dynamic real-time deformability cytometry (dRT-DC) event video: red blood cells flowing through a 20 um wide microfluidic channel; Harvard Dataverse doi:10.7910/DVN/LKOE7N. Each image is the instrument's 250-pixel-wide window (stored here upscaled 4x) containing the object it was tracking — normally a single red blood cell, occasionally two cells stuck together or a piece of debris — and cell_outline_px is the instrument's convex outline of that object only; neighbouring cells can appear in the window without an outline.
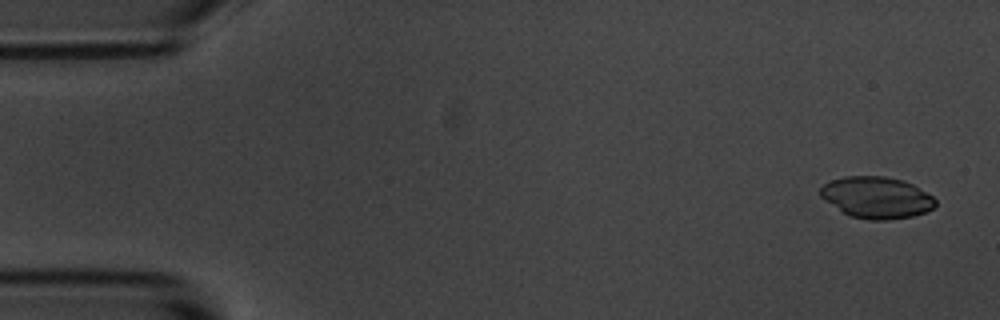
{"species": "common noctule bat (a hibernating species)", "species_latin": "Nyctalus noctula", "temperature_condition": "room temperature", "stored_images_in_passage": 6, "camera_frame_rate_fps": 3000, "um_per_image_px": 0.085, "animal": {"sex": "male", "body_mass_g": 20.1, "forearm_length_mm": 53.5}, "frame": {"image": 1, "passage_image": 1, "time_ms": 0.0, "image_size_px": [1000, 320], "cell_outline_px": [[936, 204], [932, 208], [924, 212], [912, 216], [888, 220], [872, 220], [852, 216], [844, 212], [824, 200], [820, 196], [820, 188], [824, 184], [832, 180], [844, 176], [884, 176], [904, 180], [912, 184], [932, 196], [936, 200]], "centroid_in_image_um": [74.5, 16.78], "position_along_channel_um": 10.5, "area_um2": 27.63}}
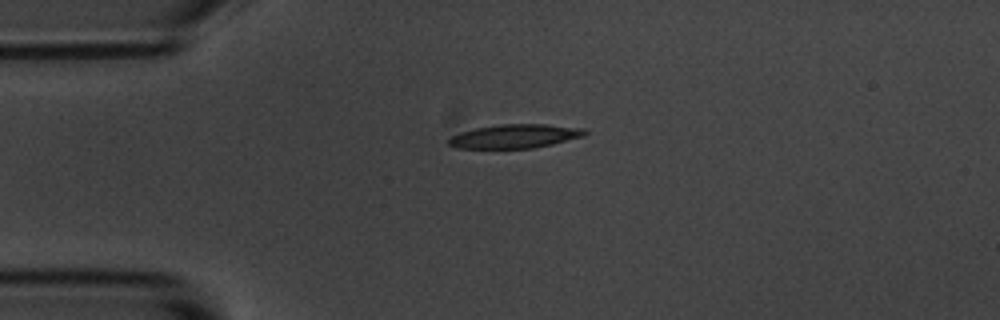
{"frame": {"image": 2, "passage_image": 6, "time_ms": 1.667, "image_size_px": [1000, 320], "cell_outline_px": [[588, 132], [584, 136], [552, 144], [532, 148], [456, 148], [448, 144], [448, 140], [452, 136], [460, 132], [476, 128], [500, 124], [544, 124], [584, 128]], "centroid_in_image_um": [43.77, 11.57], "position_along_channel_um": 41.2, "area_um2": 18.84}}